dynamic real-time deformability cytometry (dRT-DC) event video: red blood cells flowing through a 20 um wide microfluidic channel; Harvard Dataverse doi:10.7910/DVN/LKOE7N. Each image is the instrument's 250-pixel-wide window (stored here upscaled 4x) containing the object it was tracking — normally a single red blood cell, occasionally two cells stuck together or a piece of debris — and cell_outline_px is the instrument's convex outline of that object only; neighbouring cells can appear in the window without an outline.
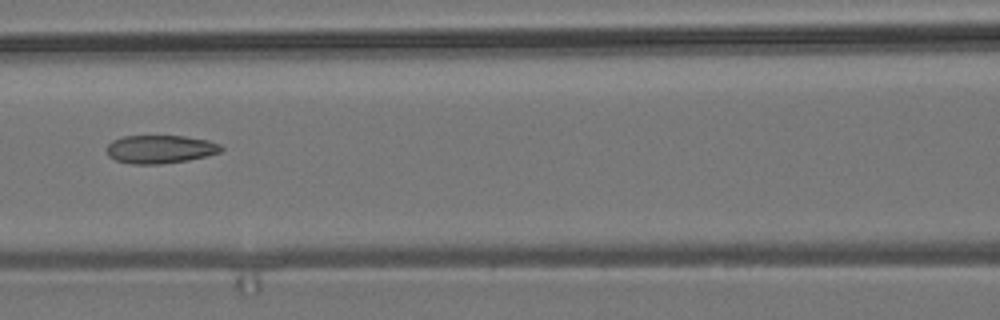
{"species": "common noctule bat (a hibernating species)", "species_latin": "Nyctalus noctula", "temperature_condition": "room temperature", "stored_images_in_passage": 3, "camera_frame_rate_fps": 3000, "um_per_image_px": 0.085, "animal": {"sex": "male", "body_mass_g": 19.2, "forearm_length_mm": 51.8}, "frame": {"image": 1, "passage_image": 3, "time_ms": 2.333, "image_size_px": [1000, 320], "cell_outline_px": [[224, 148], [220, 152], [188, 160], [160, 164], [132, 164], [116, 160], [108, 156], [108, 144], [112, 140], [124, 136], [184, 136], [208, 140], [220, 144]], "centroid_in_image_um": [13.62, 12.68], "position_along_channel_um": 153.0, "area_um2": 18.73}}